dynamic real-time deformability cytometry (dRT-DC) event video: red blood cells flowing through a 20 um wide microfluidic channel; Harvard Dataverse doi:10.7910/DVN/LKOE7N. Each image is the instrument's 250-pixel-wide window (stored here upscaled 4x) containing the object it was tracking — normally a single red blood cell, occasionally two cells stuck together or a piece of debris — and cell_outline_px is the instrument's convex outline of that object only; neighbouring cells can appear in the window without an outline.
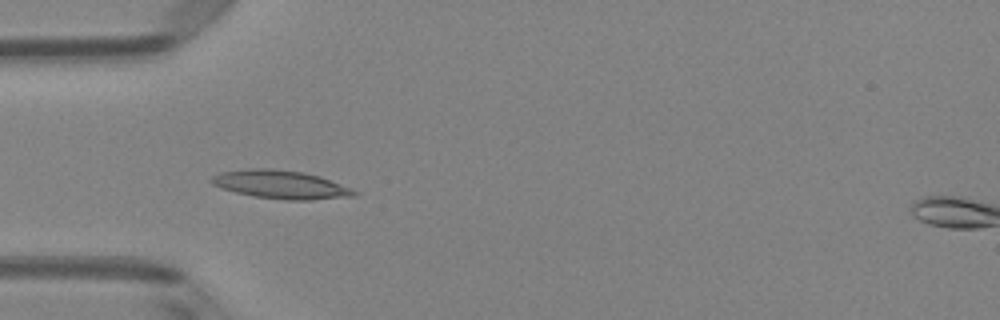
{"species": "Egyptian fruit bat (a non-hibernating species)", "species_latin": "Rousettus aegyptiacus", "temperature_condition": "room temperature", "stored_images_in_passage": 5, "camera_frame_rate_fps": 3000, "um_per_image_px": 0.085, "animal": {"sex": "female"}, "frame": {"image": 1, "passage_image": 4, "time_ms": 1.0, "image_size_px": [1000, 320], "cell_outline_px": [[360, 192], [356, 196], [308, 200], [288, 200], [252, 196], [220, 188], [212, 184], [208, 180], [212, 176], [220, 172], [248, 168], [272, 168], [304, 172], [320, 176], [352, 188]], "centroid_in_image_um": [23.86, 15.68], "position_along_channel_um": 61.1, "area_um2": 23.87}}
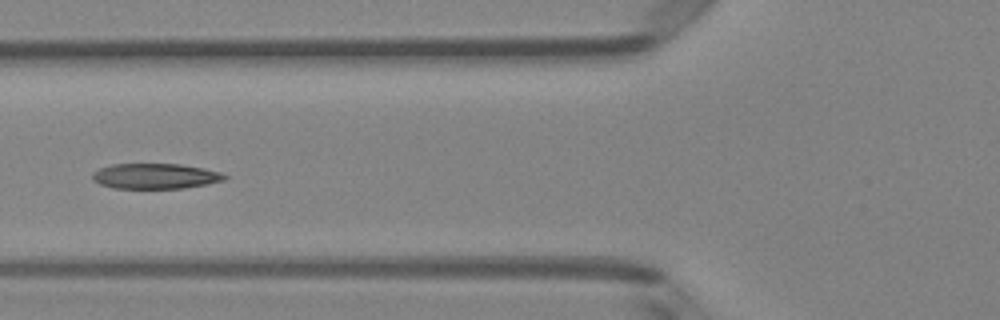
{"frame": {"image": 2, "passage_image": 5, "time_ms": 1.333, "image_size_px": [1000, 320], "cell_outline_px": [[228, 176], [224, 180], [184, 188], [112, 188], [100, 184], [92, 180], [92, 172], [100, 168], [112, 164], [180, 164], [204, 168], [220, 172]], "centroid_in_image_um": [13.16, 14.96], "position_along_channel_um": 112.6, "area_um2": 19.48}}